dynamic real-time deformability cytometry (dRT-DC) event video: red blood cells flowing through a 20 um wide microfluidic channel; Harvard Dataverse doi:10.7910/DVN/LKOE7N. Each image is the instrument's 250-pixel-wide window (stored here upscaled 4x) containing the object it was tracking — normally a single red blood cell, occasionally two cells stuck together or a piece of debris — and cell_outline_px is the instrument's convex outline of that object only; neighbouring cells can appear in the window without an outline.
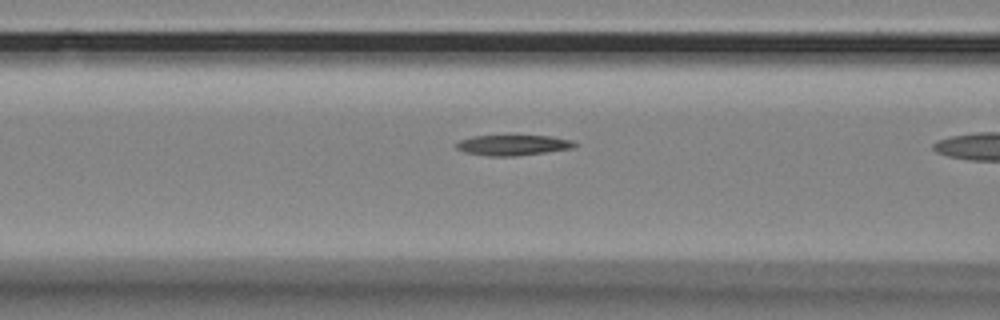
{"species": "Egyptian fruit bat (a non-hibernating species)", "species_latin": "Rousettus aegyptiacus", "temperature_condition": "room temperature", "stored_images_in_passage": 9, "camera_frame_rate_fps": 3000, "um_per_image_px": 0.085, "animal": {"sex": "female"}, "frame": {"image": 1, "passage_image": 8, "time_ms": 2.333, "image_size_px": [1000, 320], "cell_outline_px": [[576, 144], [572, 148], [516, 156], [488, 156], [464, 152], [456, 148], [456, 144], [460, 140], [472, 136], [552, 136], [572, 140]], "centroid_in_image_um": [43.57, 12.33], "position_along_channel_um": 123.0, "area_um2": 13.93}}